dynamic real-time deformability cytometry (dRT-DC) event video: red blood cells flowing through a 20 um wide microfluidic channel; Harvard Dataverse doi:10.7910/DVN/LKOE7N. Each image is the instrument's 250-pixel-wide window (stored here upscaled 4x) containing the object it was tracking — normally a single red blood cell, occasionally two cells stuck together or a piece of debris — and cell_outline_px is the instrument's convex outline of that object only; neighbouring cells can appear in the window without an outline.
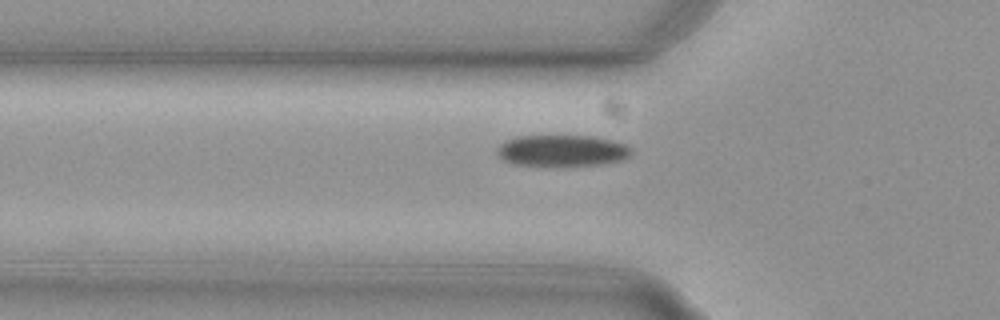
{"species": "common noctule bat (a hibernating species)", "species_latin": "Nyctalus noctula", "temperature_condition": "cold", "stored_images_in_passage": 38, "camera_frame_rate_fps": 3000, "um_per_image_px": 0.085, "animal": {"sex": "female", "body_mass_g": 29.2, "forearm_length_mm": 56.3}, "frame": {"image": 1, "passage_image": 4, "time_ms": 1.0, "image_size_px": [1000, 320], "cell_outline_px": [[632, 152], [628, 156], [620, 160], [600, 164], [560, 168], [512, 164], [504, 160], [496, 152], [496, 148], [500, 144], [516, 136], [592, 136], [616, 140], [632, 148]], "centroid_in_image_um": [47.76, 12.83], "position_along_channel_um": 78.0, "area_um2": 25.26}}
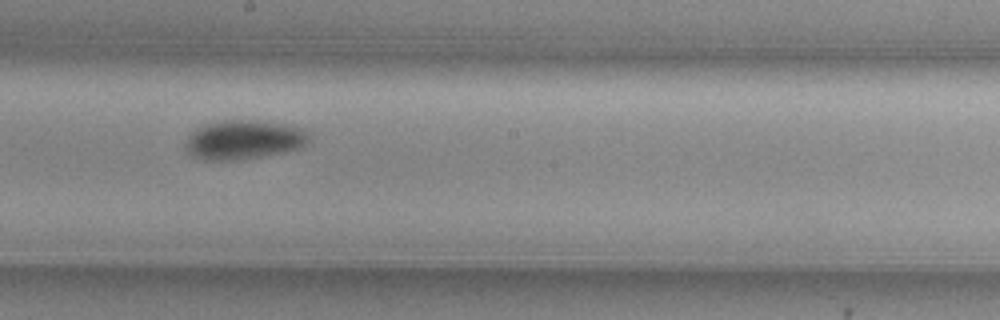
{"frame": {"image": 2, "passage_image": 16, "time_ms": 5.0, "image_size_px": [1000, 320], "cell_outline_px": [[312, 136], [304, 144], [296, 148], [280, 152], [260, 156], [232, 160], [204, 160], [188, 152], [188, 136], [192, 132], [204, 124], [228, 120], [256, 120], [284, 124], [300, 128], [308, 132]], "centroid_in_image_um": [20.74, 11.86], "position_along_channel_um": 227.5, "area_um2": 27.46}}
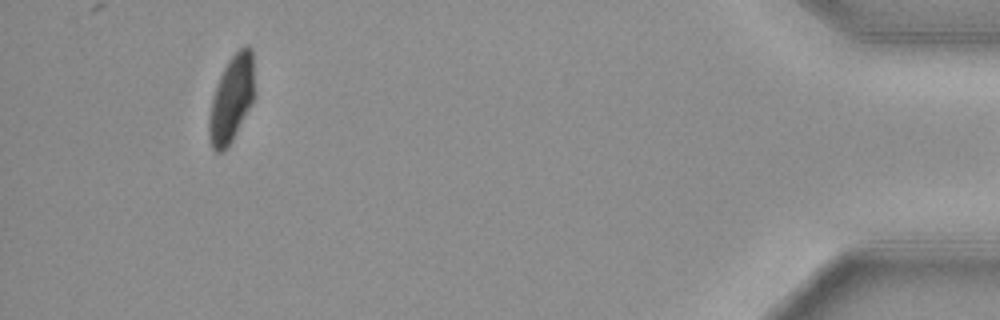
{"frame": {"image": 3, "passage_image": 37, "time_ms": 12.0, "image_size_px": [1000, 320], "cell_outline_px": [[252, 100], [228, 148], [224, 152], [216, 152], [212, 148], [208, 140], [208, 116], [212, 96], [216, 84], [228, 60], [244, 44], [248, 44], [252, 48]], "centroid_in_image_um": [19.61, 8.44], "position_along_channel_um": 415.6, "area_um2": 22.6}}